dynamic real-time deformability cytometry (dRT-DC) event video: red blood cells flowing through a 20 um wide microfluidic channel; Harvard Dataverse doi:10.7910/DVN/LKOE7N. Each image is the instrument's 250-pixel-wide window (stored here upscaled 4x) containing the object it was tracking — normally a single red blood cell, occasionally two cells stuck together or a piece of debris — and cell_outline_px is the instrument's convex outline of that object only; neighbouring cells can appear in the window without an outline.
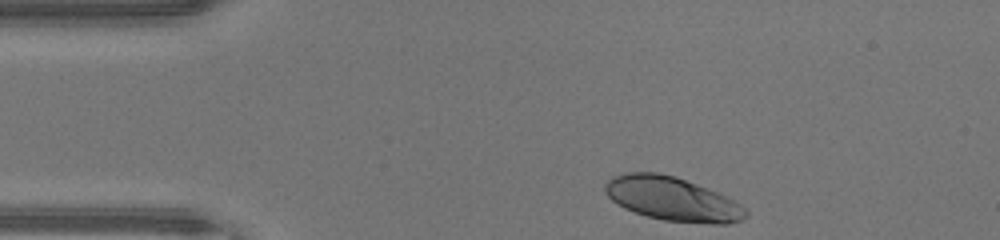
{"species": "human", "species_latin": "Homo sapiens", "temperature_condition": "warm", "stored_images_in_passage": 31, "camera_frame_rate_fps": 3000, "um_per_image_px": 0.085, "donor": {"sex": "male"}, "frame": {"image": 1, "passage_image": 1, "time_ms": 0.0, "image_size_px": [1000, 240], "cell_outline_px": [[748, 216], [740, 220], [728, 224], [712, 224], [664, 220], [648, 216], [624, 208], [616, 204], [604, 192], [604, 184], [612, 176], [624, 172], [656, 172], [672, 176], [696, 184], [716, 192], [732, 200], [744, 208], [748, 212]], "centroid_in_image_um": [57.09, 16.91], "position_along_channel_um": 27.9, "area_um2": 35.6}}
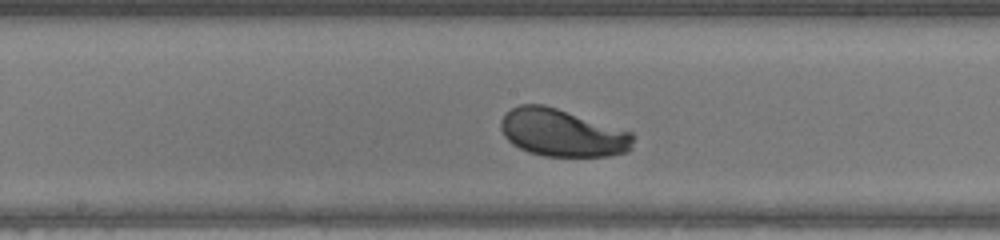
{"frame": {"image": 2, "passage_image": 17, "time_ms": 5.333, "image_size_px": [1000, 240], "cell_outline_px": [[636, 136], [632, 148], [628, 152], [608, 156], [544, 156], [528, 152], [512, 144], [504, 136], [500, 128], [500, 120], [512, 108], [520, 104], [544, 104], [632, 132]], "centroid_in_image_um": [47.81, 11.3], "position_along_channel_um": 200.4, "area_um2": 36.7}}
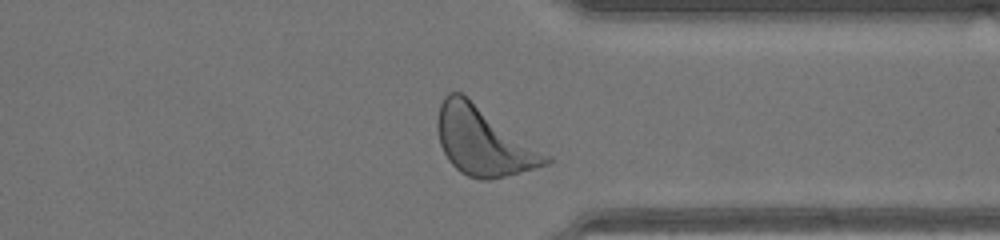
{"frame": {"image": 3, "passage_image": 29, "time_ms": 9.333, "image_size_px": [1000, 240], "cell_outline_px": [[556, 160], [548, 164], [536, 168], [488, 180], [480, 180], [468, 176], [460, 172], [448, 160], [440, 144], [436, 128], [436, 120], [440, 104], [444, 96], [448, 92], [460, 92], [552, 156]], "centroid_in_image_um": [41.1, 12.01], "position_along_channel_um": 370.3, "area_um2": 43.29}, "authors_computed_cell_mechanics": {"area_um2": 36.5296, "velocity_mm_per_s": 4.3356, "shape_relaxation_time_tau1_ms": 1.5061, "shape_relaxation_time_tau2_ms": null, "deformation_change_tau1": 0.1489, "deformation_change_tau2": null}}